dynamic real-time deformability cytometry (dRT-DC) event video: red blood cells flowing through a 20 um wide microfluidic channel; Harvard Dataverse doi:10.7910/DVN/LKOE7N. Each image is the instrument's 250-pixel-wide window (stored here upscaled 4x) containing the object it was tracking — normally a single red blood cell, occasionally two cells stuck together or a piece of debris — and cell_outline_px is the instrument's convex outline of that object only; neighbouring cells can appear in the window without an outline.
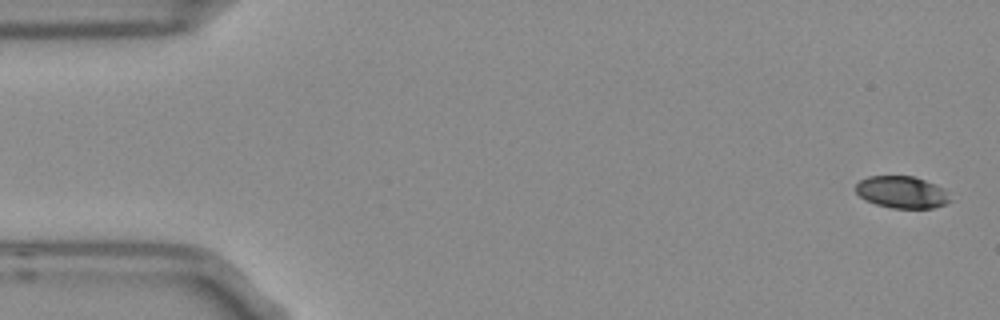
{"species": "Egyptian fruit bat (a non-hibernating species)", "species_latin": "Rousettus aegyptiacus", "temperature_condition": "room temperature", "stored_images_in_passage": 5, "camera_frame_rate_fps": 3000, "um_per_image_px": 0.085, "frame": {"image": 1, "passage_image": 1, "time_ms": 0.0, "image_size_px": [1000, 320], "cell_outline_px": [[952, 200], [944, 204], [932, 208], [892, 208], [876, 204], [864, 200], [856, 192], [856, 184], [860, 180], [868, 176], [912, 176], [936, 184], [944, 188]], "centroid_in_image_um": [76.65, 16.33], "position_along_channel_um": 8.3, "area_um2": 17.63}}